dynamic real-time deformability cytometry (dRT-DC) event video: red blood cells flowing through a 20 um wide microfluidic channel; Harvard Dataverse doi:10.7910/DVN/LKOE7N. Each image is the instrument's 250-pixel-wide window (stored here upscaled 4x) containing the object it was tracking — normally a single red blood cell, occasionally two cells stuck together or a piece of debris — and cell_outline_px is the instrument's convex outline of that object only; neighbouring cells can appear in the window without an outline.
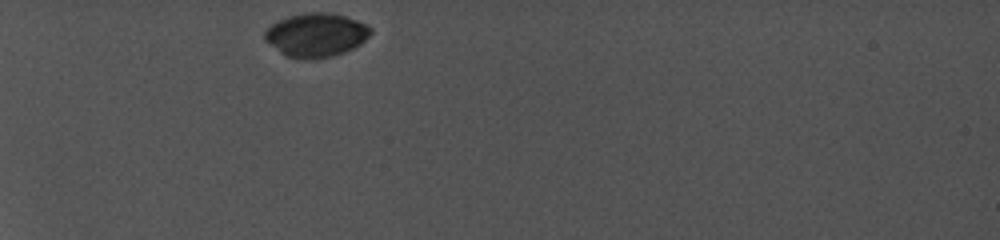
{"species": "common noctule bat (a hibernating species)", "species_latin": "Nyctalus noctula", "temperature_condition": "cold", "stored_images_in_passage": 19, "camera_frame_rate_fps": 5000, "um_per_image_px": 0.085, "animal": {"sex": "female", "body_mass_g": 19.0, "forearm_length_mm": 56.7}, "frame": {"image": 1, "passage_image": 1, "time_ms": 0.0, "image_size_px": [1000, 240], "cell_outline_px": [[372, 32], [360, 44], [344, 52], [332, 56], [284, 56], [264, 40], [264, 32], [272, 24], [288, 16], [308, 12], [328, 12], [344, 16], [356, 20], [372, 28]], "centroid_in_image_um": [26.85, 2.93], "position_along_channel_um": 58.1, "area_um2": 26.24}}
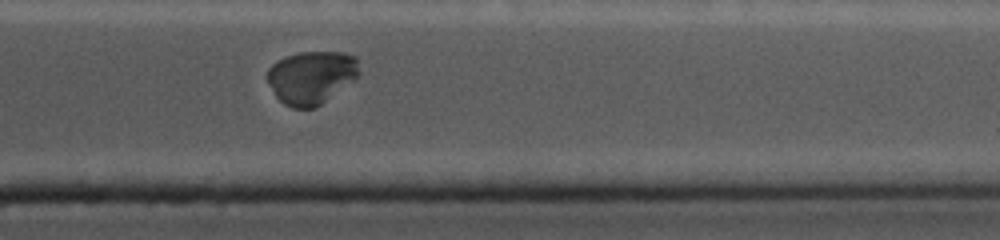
{"frame": {"image": 2, "passage_image": 18, "time_ms": 9.6, "image_size_px": [1000, 240], "cell_outline_px": [[360, 76], [356, 80], [316, 108], [292, 108], [284, 104], [276, 96], [268, 84], [268, 68], [276, 60], [300, 52], [344, 52], [356, 56], [360, 72]], "centroid_in_image_um": [26.51, 6.58], "position_along_channel_um": 384.9, "area_um2": 28.78}}
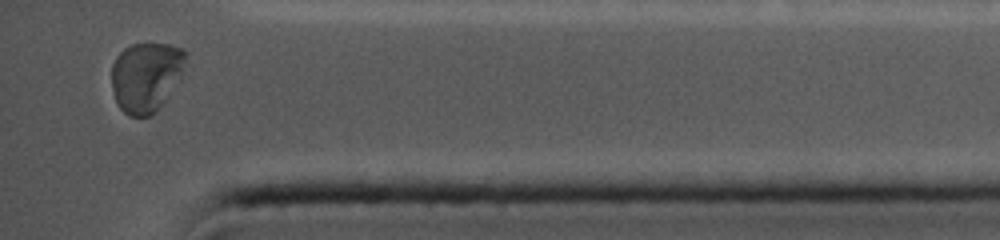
{"frame": {"image": 3, "passage_image": 19, "time_ms": 10.6, "image_size_px": [1000, 240], "cell_outline_px": [[188, 52], [180, 80], [156, 112], [148, 116], [128, 116], [116, 104], [112, 88], [112, 64], [116, 56], [124, 48], [132, 44], [172, 44], [184, 48]], "centroid_in_image_um": [12.43, 6.51], "position_along_channel_um": 422.8, "area_um2": 30.58}}